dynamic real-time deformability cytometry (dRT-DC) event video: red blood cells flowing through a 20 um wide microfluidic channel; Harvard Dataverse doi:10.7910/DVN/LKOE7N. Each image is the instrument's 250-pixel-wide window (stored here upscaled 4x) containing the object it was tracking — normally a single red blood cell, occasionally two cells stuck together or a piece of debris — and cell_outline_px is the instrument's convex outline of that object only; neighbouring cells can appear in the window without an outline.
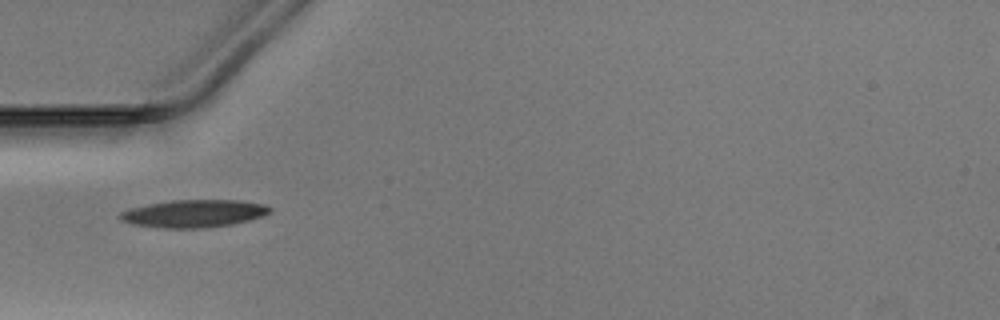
{"species": "Egyptian fruit bat (a non-hibernating species)", "species_latin": "Rousettus aegyptiacus", "temperature_condition": "warm", "stored_images_in_passage": 19, "camera_frame_rate_fps": 3000, "um_per_image_px": 0.085, "animal": {"sex": "male"}, "frame": {"image": 1, "passage_image": 1, "time_ms": 0.0, "image_size_px": [1000, 320], "cell_outline_px": [[272, 212], [248, 220], [232, 224], [204, 228], [160, 228], [132, 224], [120, 220], [120, 212], [132, 208], [148, 204], [172, 200], [240, 200], [264, 204], [272, 208]], "centroid_in_image_um": [16.48, 18.15], "position_along_channel_um": 68.5, "area_um2": 24.04}}
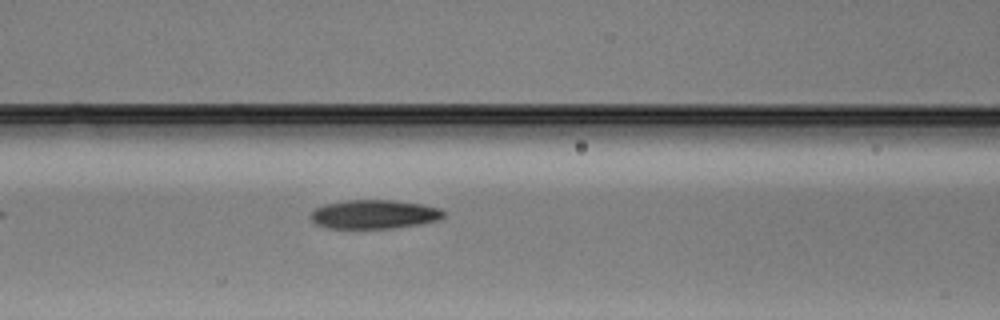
{"frame": {"image": 2, "passage_image": 6, "time_ms": 1.667, "image_size_px": [1000, 320], "cell_outline_px": [[444, 216], [436, 220], [420, 224], [392, 228], [328, 228], [316, 224], [308, 216], [316, 208], [324, 204], [348, 200], [392, 200], [420, 204], [440, 208], [444, 212]], "centroid_in_image_um": [31.77, 18.21], "position_along_channel_um": 134.8, "area_um2": 22.25}}
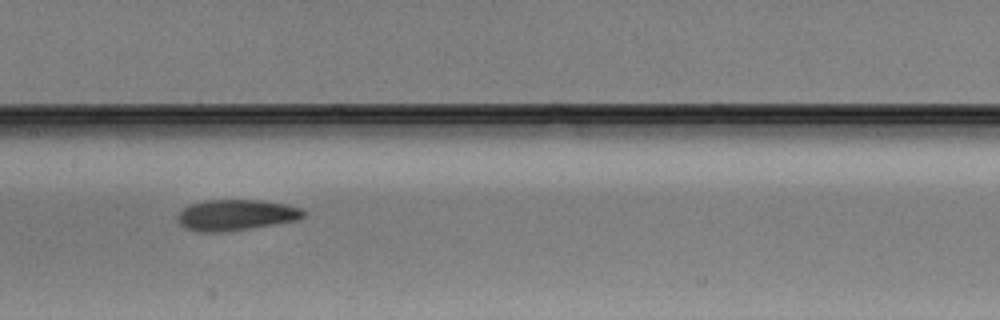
{"frame": {"image": 3, "passage_image": 10, "time_ms": 3.0, "image_size_px": [1000, 320], "cell_outline_px": [[304, 216], [296, 220], [248, 228], [220, 232], [200, 232], [188, 228], [180, 224], [176, 216], [184, 208], [192, 204], [208, 200], [256, 200], [284, 204], [300, 208], [304, 212]], "centroid_in_image_um": [20.03, 18.27], "position_along_channel_um": 187.4, "area_um2": 22.08}}